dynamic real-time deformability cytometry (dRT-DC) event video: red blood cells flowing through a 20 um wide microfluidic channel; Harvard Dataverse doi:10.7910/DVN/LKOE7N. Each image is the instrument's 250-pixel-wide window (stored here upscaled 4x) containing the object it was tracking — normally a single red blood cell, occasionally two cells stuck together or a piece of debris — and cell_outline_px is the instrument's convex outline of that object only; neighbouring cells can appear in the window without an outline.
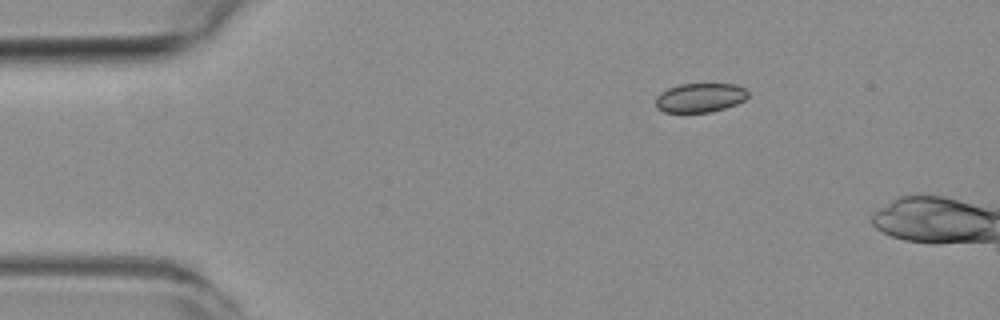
{"species": "common noctule bat (a hibernating species)", "species_latin": "Nyctalus noctula", "temperature_condition": "room temperature", "stored_images_in_passage": 4, "camera_frame_rate_fps": 3000, "um_per_image_px": 0.085, "animal": {"sex": "female", "body_mass_g": 19.3, "forearm_length_mm": 54.1}, "frame": {"image": 1, "passage_image": 4, "time_ms": 4.667, "image_size_px": [1000, 320], "cell_outline_px": [[748, 96], [744, 100], [736, 104], [724, 108], [708, 112], [664, 112], [656, 108], [656, 96], [660, 92], [668, 88], [680, 84], [736, 84], [744, 88], [748, 92]], "centroid_in_image_um": [59.48, 8.3], "position_along_channel_um": 25.5, "area_um2": 15.66}}